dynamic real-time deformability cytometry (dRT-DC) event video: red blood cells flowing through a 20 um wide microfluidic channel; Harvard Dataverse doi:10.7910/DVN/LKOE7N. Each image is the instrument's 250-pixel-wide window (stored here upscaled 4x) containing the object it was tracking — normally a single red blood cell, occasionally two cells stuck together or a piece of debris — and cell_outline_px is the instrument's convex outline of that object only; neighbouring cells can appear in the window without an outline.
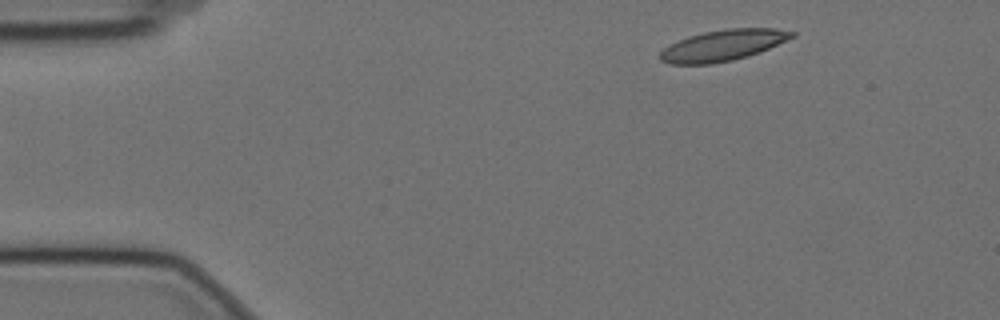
{"species": "Egyptian fruit bat (a non-hibernating species)", "species_latin": "Rousettus aegyptiacus", "temperature_condition": "cold", "stored_images_in_passage": 50, "camera_frame_rate_fps": 3000, "um_per_image_px": 0.085, "animal": {"sex": "female"}, "frame": {"image": 1, "passage_image": 1, "time_ms": 0.0, "image_size_px": [1000, 320], "cell_outline_px": [[796, 36], [760, 52], [748, 56], [732, 60], [712, 64], [668, 64], [660, 60], [660, 52], [668, 44], [688, 36], [704, 32], [728, 28], [776, 28], [796, 32]], "centroid_in_image_um": [61.45, 3.85], "position_along_channel_um": 23.6, "area_um2": 23.99}}
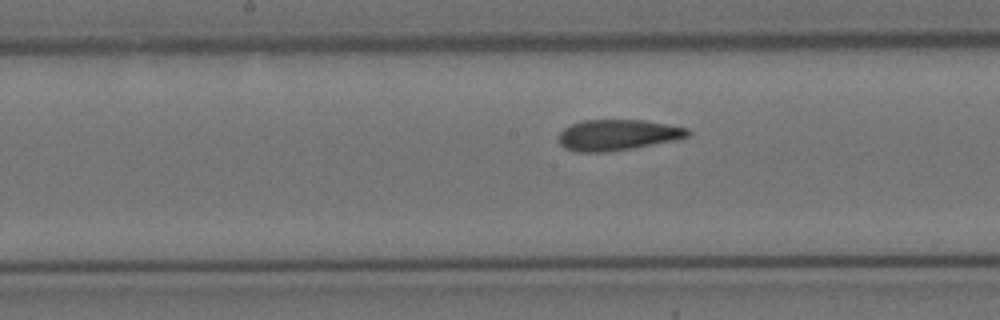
{"frame": {"image": 2, "passage_image": 22, "time_ms": 7.0, "image_size_px": [1000, 320], "cell_outline_px": [[692, 132], [688, 136], [676, 140], [632, 148], [608, 152], [576, 152], [564, 148], [560, 144], [556, 136], [564, 128], [572, 124], [584, 120], [644, 120], [688, 128]], "centroid_in_image_um": [52.47, 11.47], "position_along_channel_um": 195.7, "area_um2": 23.35}}
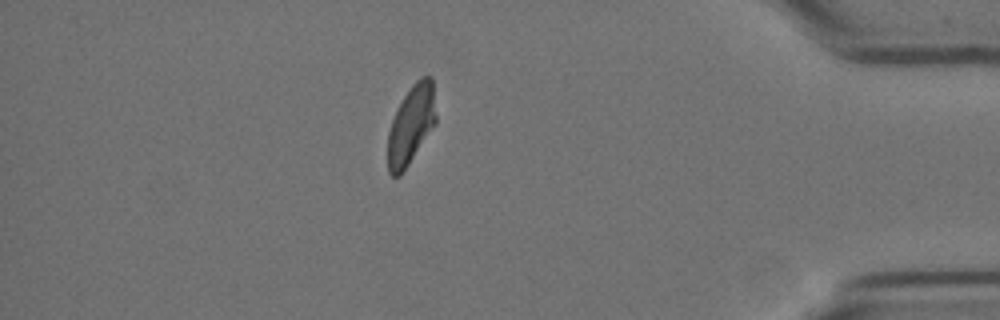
{"frame": {"image": 3, "passage_image": 43, "time_ms": 14.0, "image_size_px": [1000, 320], "cell_outline_px": [[436, 124], [400, 176], [392, 176], [388, 172], [388, 132], [392, 120], [404, 96], [412, 84], [420, 76], [432, 76], [436, 116]], "centroid_in_image_um": [34.95, 10.6], "position_along_channel_um": 400.2, "area_um2": 22.02}, "authors_computed_cell_mechanics": {"area_um2": 23.7558, "velocity_mm_per_s": 3.5021, "shape_relaxation_time_tau1_ms": 8.4457, "shape_relaxation_time_tau2_ms": 3.155, "deformation_change_tau1": 0.202, "deformation_change_tau2": 0.0617}}